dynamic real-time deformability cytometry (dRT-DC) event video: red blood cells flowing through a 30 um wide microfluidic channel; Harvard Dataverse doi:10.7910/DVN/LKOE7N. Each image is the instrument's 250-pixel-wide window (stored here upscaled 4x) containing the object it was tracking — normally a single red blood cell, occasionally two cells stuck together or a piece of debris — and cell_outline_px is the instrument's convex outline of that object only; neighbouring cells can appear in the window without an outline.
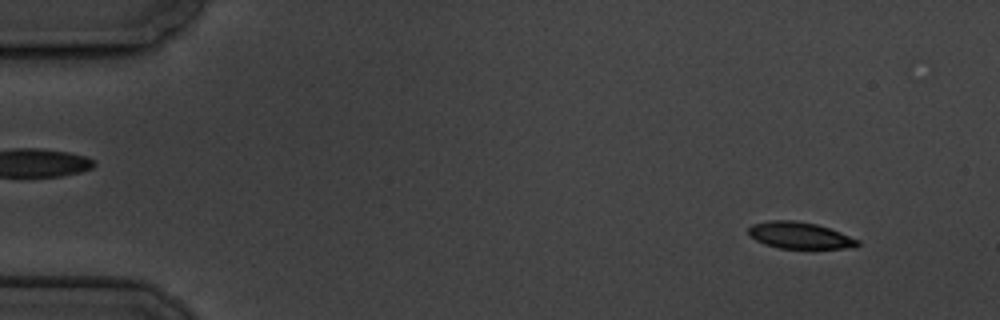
{"species": "common noctule bat (a hibernating species)", "species_latin": "Nyctalus noctula", "temperature_condition": "cold", "stored_images_in_passage": 8, "camera_frame_rate_fps": 3000, "um_per_image_px": 0.085, "animal": {"sex": "male", "body_mass_g": 19.5, "forearm_length_mm": 54.6}, "frame": {"image": 1, "passage_image": 1, "time_ms": 0.0, "image_size_px": [1000, 320], "cell_outline_px": [[860, 244], [856, 248], [780, 248], [764, 244], [748, 236], [748, 228], [752, 224], [772, 220], [792, 220], [816, 224], [840, 232], [860, 240]], "centroid_in_image_um": [67.97, 20.01], "position_along_channel_um": 17.0, "area_um2": 16.94}}
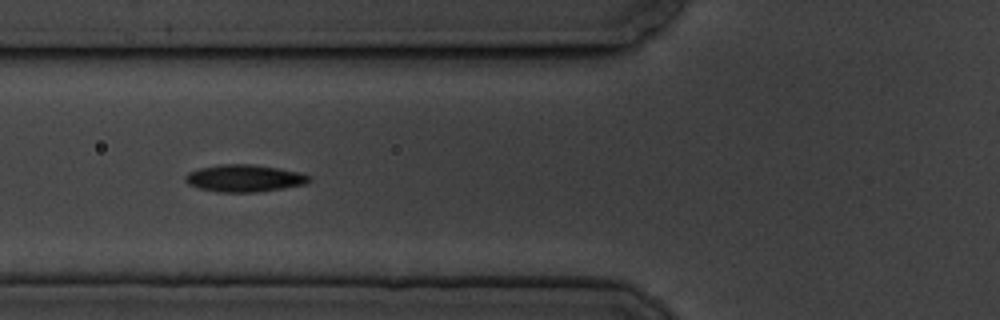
{"frame": {"image": 2, "passage_image": 6, "time_ms": 5.667, "image_size_px": [1000, 320], "cell_outline_px": [[312, 180], [308, 184], [284, 188], [256, 192], [216, 192], [200, 188], [188, 184], [184, 180], [184, 176], [188, 172], [200, 168], [220, 164], [252, 164], [280, 168], [300, 172], [312, 176]], "centroid_in_image_um": [20.81, 15.15], "position_along_channel_um": 105.0, "area_um2": 19.88}}
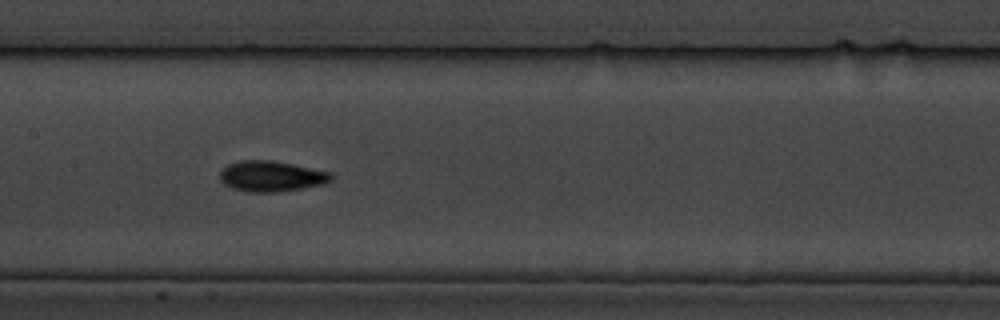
{"frame": {"image": 3, "passage_image": 8, "time_ms": 8.0, "image_size_px": [1000, 320], "cell_outline_px": [[332, 180], [324, 184], [276, 192], [248, 192], [232, 188], [224, 184], [220, 180], [220, 172], [228, 164], [240, 160], [272, 160], [332, 172]], "centroid_in_image_um": [23.05, 14.97], "position_along_channel_um": 184.3, "area_um2": 19.83}}